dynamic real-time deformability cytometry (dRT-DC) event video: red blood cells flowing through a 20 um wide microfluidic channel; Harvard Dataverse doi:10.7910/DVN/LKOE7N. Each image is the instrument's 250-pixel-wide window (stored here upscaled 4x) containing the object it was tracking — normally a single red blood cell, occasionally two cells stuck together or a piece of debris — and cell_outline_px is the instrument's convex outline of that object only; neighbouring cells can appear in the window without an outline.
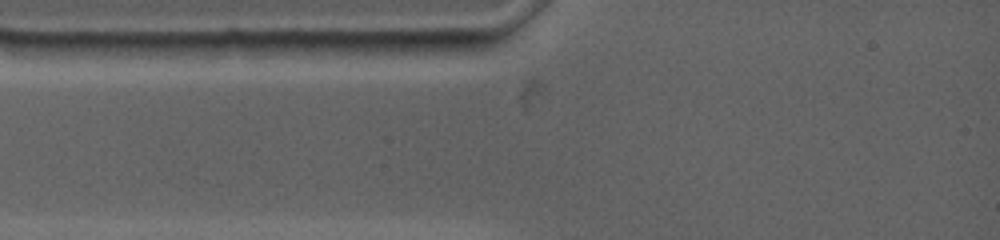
{"species": "common noctule bat (a hibernating species)", "species_latin": "Nyctalus noctula", "temperature_condition": "warm", "stored_images_in_passage": 1, "camera_frame_rate_fps": 4500, "um_per_image_px": 0.085, "animal": {"sex": "female", "body_mass_g": 19.0, "forearm_length_mm": 53.3}, "frame": {"image": 1, "passage_image": 1, "time_ms": 0.0, "image_size_px": [1000, 240], "cell_outline_px": [[188, 44], [176, 52], [72, 60], [48, 60], [36, 44], [88, 40]], "centroid_in_image_um": [8.79, 4.19], "position_along_channel_um": 76.2, "area_um2": 15.03}}